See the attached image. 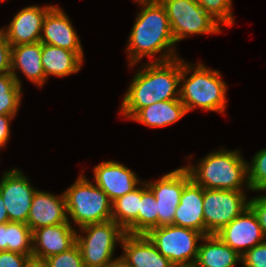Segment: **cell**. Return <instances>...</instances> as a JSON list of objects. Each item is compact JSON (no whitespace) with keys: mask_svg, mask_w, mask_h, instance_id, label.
Returning a JSON list of instances; mask_svg holds the SVG:
<instances>
[{"mask_svg":"<svg viewBox=\"0 0 266 267\" xmlns=\"http://www.w3.org/2000/svg\"><path fill=\"white\" fill-rule=\"evenodd\" d=\"M93 172L96 185L111 202L132 192L143 182L130 168L117 161H103L93 168Z\"/></svg>","mask_w":266,"mask_h":267,"instance_id":"13","label":"cell"},{"mask_svg":"<svg viewBox=\"0 0 266 267\" xmlns=\"http://www.w3.org/2000/svg\"><path fill=\"white\" fill-rule=\"evenodd\" d=\"M42 43H28L12 46L11 48V70L10 73L15 77L18 85L22 87V82L18 77L17 70L34 83L42 88L47 80L42 65Z\"/></svg>","mask_w":266,"mask_h":267,"instance_id":"19","label":"cell"},{"mask_svg":"<svg viewBox=\"0 0 266 267\" xmlns=\"http://www.w3.org/2000/svg\"><path fill=\"white\" fill-rule=\"evenodd\" d=\"M181 58L164 62H147L135 73L124 94L120 112L131 119L140 109L157 103L179 99Z\"/></svg>","mask_w":266,"mask_h":267,"instance_id":"2","label":"cell"},{"mask_svg":"<svg viewBox=\"0 0 266 267\" xmlns=\"http://www.w3.org/2000/svg\"><path fill=\"white\" fill-rule=\"evenodd\" d=\"M11 48L4 32L0 29V74L10 73L11 70Z\"/></svg>","mask_w":266,"mask_h":267,"instance_id":"34","label":"cell"},{"mask_svg":"<svg viewBox=\"0 0 266 267\" xmlns=\"http://www.w3.org/2000/svg\"><path fill=\"white\" fill-rule=\"evenodd\" d=\"M77 231L76 244L79 246L85 267H107L113 258L115 246L122 242L125 230L109 220L102 223L88 224ZM84 233L85 235H83Z\"/></svg>","mask_w":266,"mask_h":267,"instance_id":"6","label":"cell"},{"mask_svg":"<svg viewBox=\"0 0 266 267\" xmlns=\"http://www.w3.org/2000/svg\"><path fill=\"white\" fill-rule=\"evenodd\" d=\"M22 87L11 73L0 74V115L16 116L22 100Z\"/></svg>","mask_w":266,"mask_h":267,"instance_id":"26","label":"cell"},{"mask_svg":"<svg viewBox=\"0 0 266 267\" xmlns=\"http://www.w3.org/2000/svg\"><path fill=\"white\" fill-rule=\"evenodd\" d=\"M44 262L48 267H85L77 244L65 252L45 259Z\"/></svg>","mask_w":266,"mask_h":267,"instance_id":"30","label":"cell"},{"mask_svg":"<svg viewBox=\"0 0 266 267\" xmlns=\"http://www.w3.org/2000/svg\"><path fill=\"white\" fill-rule=\"evenodd\" d=\"M221 77L219 70L207 68L201 62L193 65L181 59L179 99L188 113L195 108L225 112L227 84Z\"/></svg>","mask_w":266,"mask_h":267,"instance_id":"4","label":"cell"},{"mask_svg":"<svg viewBox=\"0 0 266 267\" xmlns=\"http://www.w3.org/2000/svg\"><path fill=\"white\" fill-rule=\"evenodd\" d=\"M141 186L112 202V220L124 230L138 217L141 202Z\"/></svg>","mask_w":266,"mask_h":267,"instance_id":"25","label":"cell"},{"mask_svg":"<svg viewBox=\"0 0 266 267\" xmlns=\"http://www.w3.org/2000/svg\"><path fill=\"white\" fill-rule=\"evenodd\" d=\"M63 192L70 223L72 219L80 228L112 220V202L103 190L89 181L83 173Z\"/></svg>","mask_w":266,"mask_h":267,"instance_id":"5","label":"cell"},{"mask_svg":"<svg viewBox=\"0 0 266 267\" xmlns=\"http://www.w3.org/2000/svg\"><path fill=\"white\" fill-rule=\"evenodd\" d=\"M244 267H266V240L247 250L241 259Z\"/></svg>","mask_w":266,"mask_h":267,"instance_id":"31","label":"cell"},{"mask_svg":"<svg viewBox=\"0 0 266 267\" xmlns=\"http://www.w3.org/2000/svg\"><path fill=\"white\" fill-rule=\"evenodd\" d=\"M197 165L184 166L190 173L191 179L205 189L251 191L248 183V161H245L239 150L212 151ZM246 182V183H245Z\"/></svg>","mask_w":266,"mask_h":267,"instance_id":"3","label":"cell"},{"mask_svg":"<svg viewBox=\"0 0 266 267\" xmlns=\"http://www.w3.org/2000/svg\"><path fill=\"white\" fill-rule=\"evenodd\" d=\"M8 222H10L9 217H8V214L6 211L4 201H3L1 194H0V224L8 223Z\"/></svg>","mask_w":266,"mask_h":267,"instance_id":"37","label":"cell"},{"mask_svg":"<svg viewBox=\"0 0 266 267\" xmlns=\"http://www.w3.org/2000/svg\"><path fill=\"white\" fill-rule=\"evenodd\" d=\"M146 235L175 267H193L198 243L204 237L201 232L173 224L152 228Z\"/></svg>","mask_w":266,"mask_h":267,"instance_id":"7","label":"cell"},{"mask_svg":"<svg viewBox=\"0 0 266 267\" xmlns=\"http://www.w3.org/2000/svg\"><path fill=\"white\" fill-rule=\"evenodd\" d=\"M196 2L220 25L231 27L234 24L232 0H196Z\"/></svg>","mask_w":266,"mask_h":267,"instance_id":"29","label":"cell"},{"mask_svg":"<svg viewBox=\"0 0 266 267\" xmlns=\"http://www.w3.org/2000/svg\"><path fill=\"white\" fill-rule=\"evenodd\" d=\"M164 6L175 42L191 35L218 34L221 26L196 0H159Z\"/></svg>","mask_w":266,"mask_h":267,"instance_id":"8","label":"cell"},{"mask_svg":"<svg viewBox=\"0 0 266 267\" xmlns=\"http://www.w3.org/2000/svg\"><path fill=\"white\" fill-rule=\"evenodd\" d=\"M157 227V203L152 191L142 182L138 217L125 229L128 234H147Z\"/></svg>","mask_w":266,"mask_h":267,"instance_id":"24","label":"cell"},{"mask_svg":"<svg viewBox=\"0 0 266 267\" xmlns=\"http://www.w3.org/2000/svg\"><path fill=\"white\" fill-rule=\"evenodd\" d=\"M251 159L248 162V183L251 191H266V148L259 150Z\"/></svg>","mask_w":266,"mask_h":267,"instance_id":"28","label":"cell"},{"mask_svg":"<svg viewBox=\"0 0 266 267\" xmlns=\"http://www.w3.org/2000/svg\"><path fill=\"white\" fill-rule=\"evenodd\" d=\"M201 243L193 267H236L241 264L242 256L215 234L205 235Z\"/></svg>","mask_w":266,"mask_h":267,"instance_id":"21","label":"cell"},{"mask_svg":"<svg viewBox=\"0 0 266 267\" xmlns=\"http://www.w3.org/2000/svg\"><path fill=\"white\" fill-rule=\"evenodd\" d=\"M14 115H0V149L3 148L10 137V122Z\"/></svg>","mask_w":266,"mask_h":267,"instance_id":"35","label":"cell"},{"mask_svg":"<svg viewBox=\"0 0 266 267\" xmlns=\"http://www.w3.org/2000/svg\"><path fill=\"white\" fill-rule=\"evenodd\" d=\"M107 267H133V266L128 264L124 259H122L119 256L114 261H112Z\"/></svg>","mask_w":266,"mask_h":267,"instance_id":"38","label":"cell"},{"mask_svg":"<svg viewBox=\"0 0 266 267\" xmlns=\"http://www.w3.org/2000/svg\"><path fill=\"white\" fill-rule=\"evenodd\" d=\"M77 230L71 224L41 227L32 231V258L45 260L76 244Z\"/></svg>","mask_w":266,"mask_h":267,"instance_id":"15","label":"cell"},{"mask_svg":"<svg viewBox=\"0 0 266 267\" xmlns=\"http://www.w3.org/2000/svg\"><path fill=\"white\" fill-rule=\"evenodd\" d=\"M7 250L6 223L0 224V251Z\"/></svg>","mask_w":266,"mask_h":267,"instance_id":"36","label":"cell"},{"mask_svg":"<svg viewBox=\"0 0 266 267\" xmlns=\"http://www.w3.org/2000/svg\"><path fill=\"white\" fill-rule=\"evenodd\" d=\"M26 267H48L43 260H37L31 258Z\"/></svg>","mask_w":266,"mask_h":267,"instance_id":"39","label":"cell"},{"mask_svg":"<svg viewBox=\"0 0 266 267\" xmlns=\"http://www.w3.org/2000/svg\"><path fill=\"white\" fill-rule=\"evenodd\" d=\"M7 250L32 258V231L22 222L6 223Z\"/></svg>","mask_w":266,"mask_h":267,"instance_id":"27","label":"cell"},{"mask_svg":"<svg viewBox=\"0 0 266 267\" xmlns=\"http://www.w3.org/2000/svg\"><path fill=\"white\" fill-rule=\"evenodd\" d=\"M215 235L241 256L266 240L257 216L250 207Z\"/></svg>","mask_w":266,"mask_h":267,"instance_id":"12","label":"cell"},{"mask_svg":"<svg viewBox=\"0 0 266 267\" xmlns=\"http://www.w3.org/2000/svg\"><path fill=\"white\" fill-rule=\"evenodd\" d=\"M203 200L204 188L191 179L183 188L174 225L196 230L205 236Z\"/></svg>","mask_w":266,"mask_h":267,"instance_id":"20","label":"cell"},{"mask_svg":"<svg viewBox=\"0 0 266 267\" xmlns=\"http://www.w3.org/2000/svg\"><path fill=\"white\" fill-rule=\"evenodd\" d=\"M191 180L190 173L185 167L166 173L154 182H146L157 203V227L174 225V216L184 186Z\"/></svg>","mask_w":266,"mask_h":267,"instance_id":"10","label":"cell"},{"mask_svg":"<svg viewBox=\"0 0 266 267\" xmlns=\"http://www.w3.org/2000/svg\"><path fill=\"white\" fill-rule=\"evenodd\" d=\"M142 9L137 13L128 36L126 52L129 65L134 67L144 57H154L152 62H164L178 58L166 10L159 0L136 1Z\"/></svg>","mask_w":266,"mask_h":267,"instance_id":"1","label":"cell"},{"mask_svg":"<svg viewBox=\"0 0 266 267\" xmlns=\"http://www.w3.org/2000/svg\"><path fill=\"white\" fill-rule=\"evenodd\" d=\"M58 224H71L68 221L64 192L55 195L46 191L36 190L27 220L31 231Z\"/></svg>","mask_w":266,"mask_h":267,"instance_id":"17","label":"cell"},{"mask_svg":"<svg viewBox=\"0 0 266 267\" xmlns=\"http://www.w3.org/2000/svg\"><path fill=\"white\" fill-rule=\"evenodd\" d=\"M119 245L123 250L120 257L133 267H175L146 234L126 233Z\"/></svg>","mask_w":266,"mask_h":267,"instance_id":"18","label":"cell"},{"mask_svg":"<svg viewBox=\"0 0 266 267\" xmlns=\"http://www.w3.org/2000/svg\"><path fill=\"white\" fill-rule=\"evenodd\" d=\"M180 99L159 101L140 109L130 120L152 128H162L181 120L186 114Z\"/></svg>","mask_w":266,"mask_h":267,"instance_id":"23","label":"cell"},{"mask_svg":"<svg viewBox=\"0 0 266 267\" xmlns=\"http://www.w3.org/2000/svg\"><path fill=\"white\" fill-rule=\"evenodd\" d=\"M36 190L21 170L14 168L5 171L0 180V194L10 222L27 224Z\"/></svg>","mask_w":266,"mask_h":267,"instance_id":"11","label":"cell"},{"mask_svg":"<svg viewBox=\"0 0 266 267\" xmlns=\"http://www.w3.org/2000/svg\"><path fill=\"white\" fill-rule=\"evenodd\" d=\"M249 207L256 214L262 232L266 237V194L258 195L249 200Z\"/></svg>","mask_w":266,"mask_h":267,"instance_id":"33","label":"cell"},{"mask_svg":"<svg viewBox=\"0 0 266 267\" xmlns=\"http://www.w3.org/2000/svg\"><path fill=\"white\" fill-rule=\"evenodd\" d=\"M244 191L204 188L205 235L216 234L249 208Z\"/></svg>","mask_w":266,"mask_h":267,"instance_id":"9","label":"cell"},{"mask_svg":"<svg viewBox=\"0 0 266 267\" xmlns=\"http://www.w3.org/2000/svg\"><path fill=\"white\" fill-rule=\"evenodd\" d=\"M31 257L8 250L0 251V267H26Z\"/></svg>","mask_w":266,"mask_h":267,"instance_id":"32","label":"cell"},{"mask_svg":"<svg viewBox=\"0 0 266 267\" xmlns=\"http://www.w3.org/2000/svg\"><path fill=\"white\" fill-rule=\"evenodd\" d=\"M54 5H29L14 15L9 25L1 28L11 46L40 42L43 20Z\"/></svg>","mask_w":266,"mask_h":267,"instance_id":"14","label":"cell"},{"mask_svg":"<svg viewBox=\"0 0 266 267\" xmlns=\"http://www.w3.org/2000/svg\"><path fill=\"white\" fill-rule=\"evenodd\" d=\"M42 65L45 77H65L77 73L84 62V53H75L54 45L42 43Z\"/></svg>","mask_w":266,"mask_h":267,"instance_id":"22","label":"cell"},{"mask_svg":"<svg viewBox=\"0 0 266 267\" xmlns=\"http://www.w3.org/2000/svg\"><path fill=\"white\" fill-rule=\"evenodd\" d=\"M40 42L75 53H84L79 36L69 16L56 5L44 17Z\"/></svg>","mask_w":266,"mask_h":267,"instance_id":"16","label":"cell"}]
</instances>
